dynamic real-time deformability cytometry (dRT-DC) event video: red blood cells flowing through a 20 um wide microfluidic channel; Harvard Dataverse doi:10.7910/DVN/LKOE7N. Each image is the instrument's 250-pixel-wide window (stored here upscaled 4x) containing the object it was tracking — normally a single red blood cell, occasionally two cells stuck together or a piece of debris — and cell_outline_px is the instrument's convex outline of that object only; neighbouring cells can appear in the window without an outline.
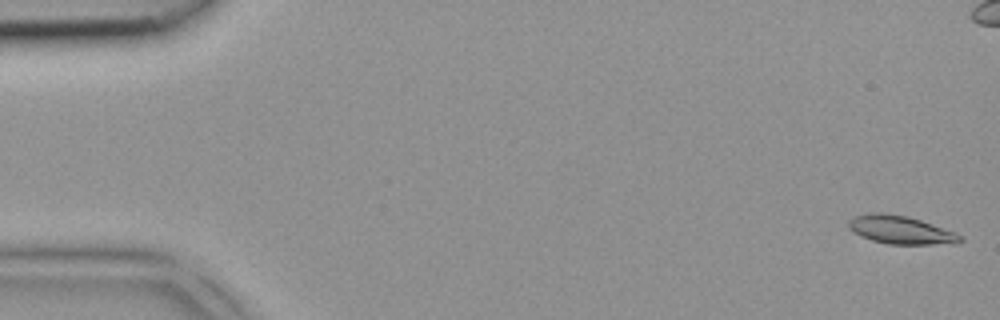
{"species": "common noctule bat (a hibernating species)", "species_latin": "Nyctalus noctula", "temperature_condition": "room temperature", "stored_images_in_passage": 44, "camera_frame_rate_fps": 3000, "um_per_image_px": 0.085, "animal": {"sex": "female", "body_mass_g": 18.4}, "frame": {"image": 1, "passage_image": 1, "time_ms": 0.0, "image_size_px": [1000, 320], "cell_outline_px": [[964, 240], [956, 244], [888, 244], [872, 240], [860, 236], [848, 228], [848, 220], [856, 216], [872, 212], [884, 212], [908, 216], [956, 232], [964, 236]], "centroid_in_image_um": [76.59, 19.54], "position_along_channel_um": 8.4, "area_um2": 18.55}}
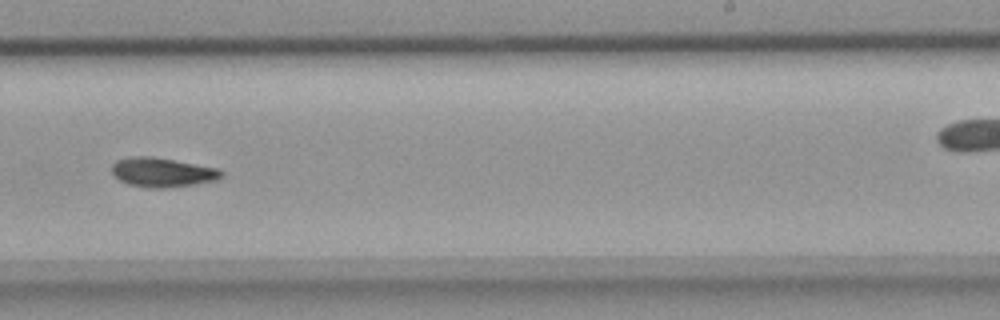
{"frame": {"image": 2, "passage_image": 27, "time_ms": 8.667, "image_size_px": [1000, 320], "cell_outline_px": [[224, 176], [216, 180], [196, 184], [164, 188], [148, 188], [128, 184], [120, 180], [112, 172], [112, 164], [116, 160], [136, 156], [148, 156], [220, 168], [224, 172]], "centroid_in_image_um": [13.84, 14.66], "position_along_channel_um": 275.2, "area_um2": 18.67}}
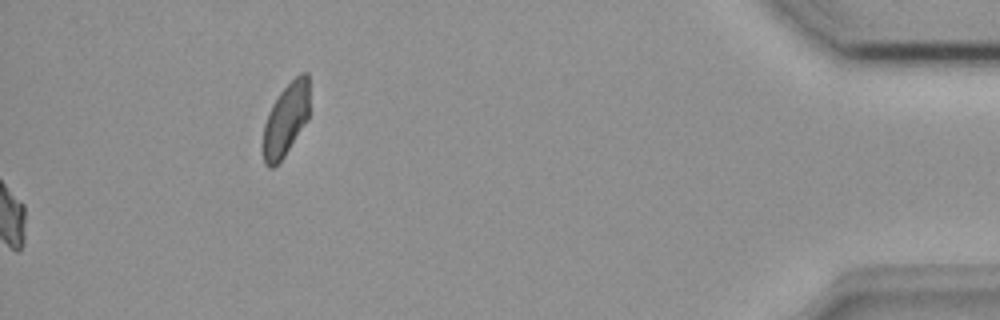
{"frame": {"image": 3, "passage_image": 44, "time_ms": 14.333, "image_size_px": [1000, 320], "cell_outline_px": [[308, 120], [284, 156], [272, 168], [268, 168], [264, 164], [264, 124], [268, 112], [272, 104], [280, 92], [300, 72], [308, 72]], "centroid_in_image_um": [24.3, 10.15], "position_along_channel_um": 410.9, "area_um2": 19.42}}